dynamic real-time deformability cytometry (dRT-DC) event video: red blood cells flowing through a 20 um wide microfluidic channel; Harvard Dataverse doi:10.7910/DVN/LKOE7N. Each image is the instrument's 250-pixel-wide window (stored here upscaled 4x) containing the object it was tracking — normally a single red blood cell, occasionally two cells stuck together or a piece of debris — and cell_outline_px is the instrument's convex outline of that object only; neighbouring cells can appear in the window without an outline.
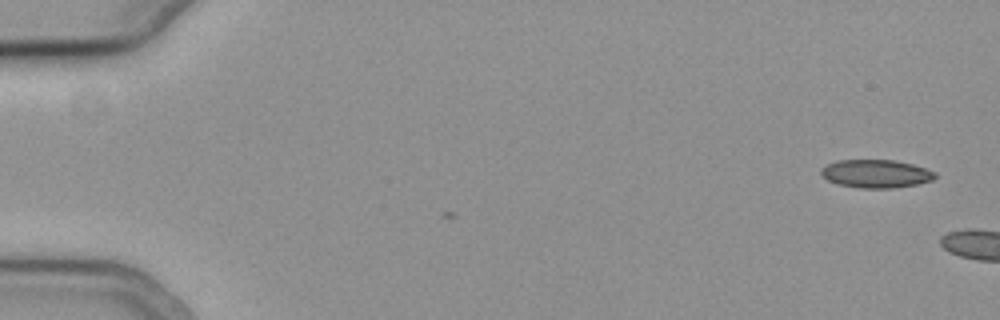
{"species": "common noctule bat (a hibernating species)", "species_latin": "Nyctalus noctula", "temperature_condition": "cold", "stored_images_in_passage": 4, "camera_frame_rate_fps": 3000, "um_per_image_px": 0.085, "animal": {"sex": "female", "body_mass_g": 19.3, "forearm_length_mm": 54.1}, "frame": {"image": 1, "passage_image": 1, "time_ms": 0.0, "image_size_px": [1000, 320], "cell_outline_px": [[936, 176], [932, 180], [916, 184], [892, 188], [860, 188], [836, 184], [820, 176], [820, 168], [836, 160], [892, 160], [912, 164], [936, 172]], "centroid_in_image_um": [74.4, 14.76], "position_along_channel_um": 10.6, "area_um2": 18.73}}